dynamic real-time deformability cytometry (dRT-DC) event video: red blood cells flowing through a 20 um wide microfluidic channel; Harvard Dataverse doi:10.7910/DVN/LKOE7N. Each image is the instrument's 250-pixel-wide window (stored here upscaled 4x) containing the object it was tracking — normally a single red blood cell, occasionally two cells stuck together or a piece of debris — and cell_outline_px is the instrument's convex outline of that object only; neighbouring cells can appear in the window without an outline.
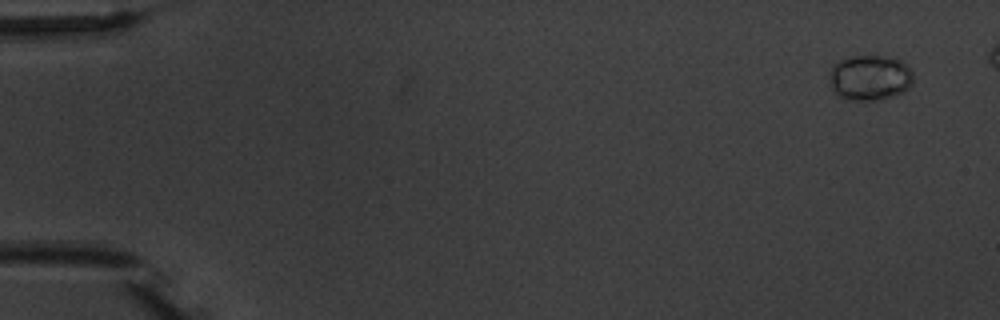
{"species": "common noctule bat (a hibernating species)", "species_latin": "Nyctalus noctula", "temperature_condition": "warm", "stored_images_in_passage": 7, "camera_frame_rate_fps": 3000, "um_per_image_px": 0.085, "animal": {"sex": "male", "body_mass_g": 20.1, "forearm_length_mm": 53.5}, "frame": {"image": 1, "passage_image": 1, "time_ms": 0.0, "image_size_px": [1000, 320], "cell_outline_px": [[912, 84], [904, 92], [892, 96], [876, 100], [848, 100], [840, 96], [832, 88], [832, 64], [840, 60], [852, 56], [880, 56], [900, 60], [912, 72]], "centroid_in_image_um": [73.96, 6.61], "position_along_channel_um": 11.0, "area_um2": 21.73}}